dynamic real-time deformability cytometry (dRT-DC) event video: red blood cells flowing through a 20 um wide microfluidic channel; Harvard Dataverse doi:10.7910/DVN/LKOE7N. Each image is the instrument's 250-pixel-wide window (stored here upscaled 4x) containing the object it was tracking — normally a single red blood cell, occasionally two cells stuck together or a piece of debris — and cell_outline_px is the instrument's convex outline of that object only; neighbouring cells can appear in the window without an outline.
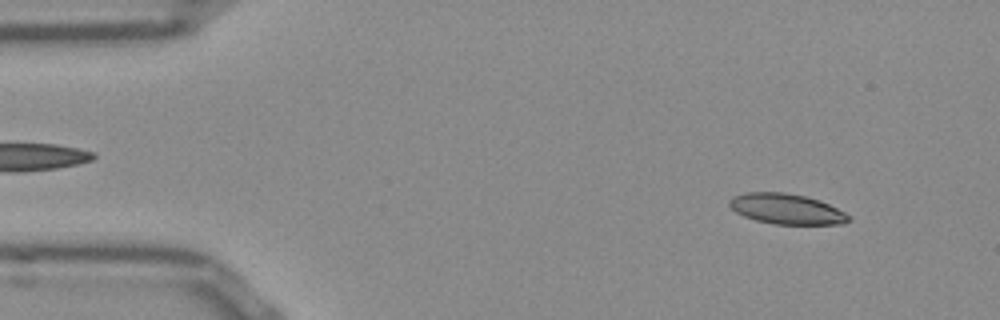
{"species": "Egyptian fruit bat (a non-hibernating species)", "species_latin": "Rousettus aegyptiacus", "temperature_condition": "room temperature", "stored_images_in_passage": 51, "camera_frame_rate_fps": 3000, "um_per_image_px": 0.085, "frame": {"image": 1, "passage_image": 4, "time_ms": 1.0, "image_size_px": [1000, 320], "cell_outline_px": [[852, 220], [844, 224], [776, 224], [756, 220], [744, 216], [736, 212], [728, 204], [728, 200], [732, 196], [744, 192], [784, 192], [804, 196], [820, 200], [844, 212]], "centroid_in_image_um": [66.83, 17.75], "position_along_channel_um": 18.2, "area_um2": 21.1}}
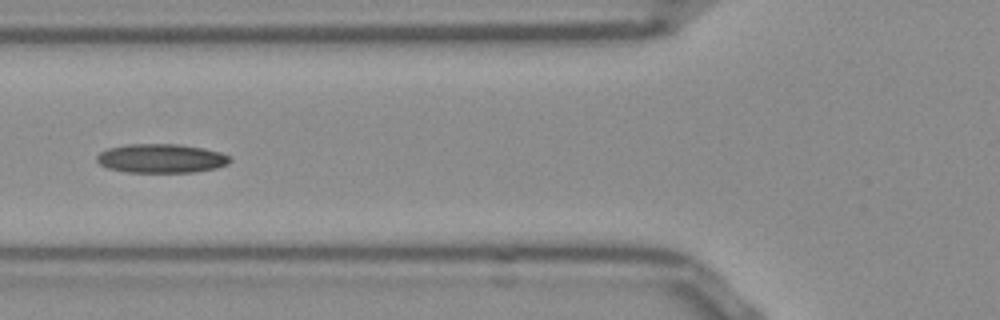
{"frame": {"image": 2, "passage_image": 18, "time_ms": 5.667, "image_size_px": [1000, 320], "cell_outline_px": [[232, 160], [228, 164], [216, 168], [196, 172], [128, 172], [108, 168], [100, 164], [96, 160], [96, 156], [100, 152], [108, 148], [128, 144], [180, 144], [204, 148], [220, 152], [228, 156]], "centroid_in_image_um": [13.71, 13.46], "position_along_channel_um": 112.1, "area_um2": 22.54}}
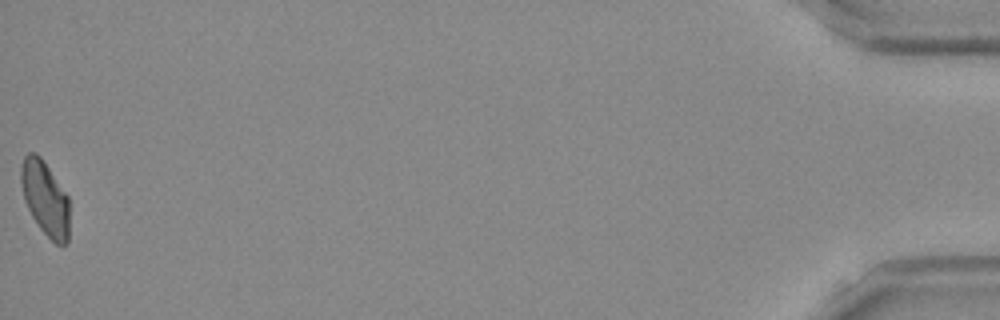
{"frame": {"image": 3, "passage_image": 51, "time_ms": 16.667, "image_size_px": [1000, 320], "cell_outline_px": [[68, 244], [56, 244], [40, 228], [32, 216], [24, 200], [20, 180], [20, 168], [24, 156], [28, 152], [36, 152], [40, 156], [68, 196]], "centroid_in_image_um": [3.81, 16.83], "position_along_channel_um": 431.4, "area_um2": 20.81}}